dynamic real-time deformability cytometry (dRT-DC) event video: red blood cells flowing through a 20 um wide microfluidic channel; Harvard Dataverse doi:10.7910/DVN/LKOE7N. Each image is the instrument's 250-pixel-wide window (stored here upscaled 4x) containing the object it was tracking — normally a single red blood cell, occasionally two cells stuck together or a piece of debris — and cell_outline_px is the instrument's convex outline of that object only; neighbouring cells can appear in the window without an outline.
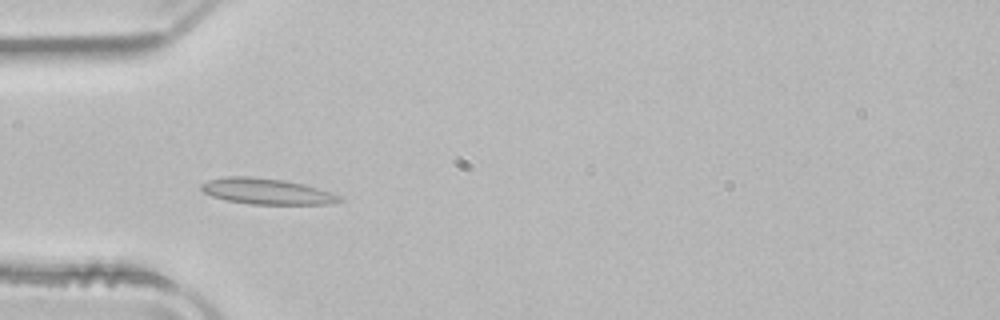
{"species": "common noctule bat (a hibernating species)", "species_latin": "Nyctalus noctula", "temperature_condition": "room temperature", "stored_images_in_passage": 3, "camera_frame_rate_fps": 3000, "um_per_image_px": 0.085, "animal": {"sex": "male", "body_mass_g": 21.5, "forearm_length_mm": 52.0}, "frame": {"image": 1, "passage_image": 3, "time_ms": 0.667, "image_size_px": [1000, 320], "cell_outline_px": [[344, 200], [336, 204], [252, 204], [224, 200], [212, 196], [204, 192], [200, 188], [200, 184], [208, 180], [224, 176], [248, 176], [284, 180], [304, 184], [340, 196]], "centroid_in_image_um": [22.64, 16.27], "position_along_channel_um": 62.4, "area_um2": 20.87}}